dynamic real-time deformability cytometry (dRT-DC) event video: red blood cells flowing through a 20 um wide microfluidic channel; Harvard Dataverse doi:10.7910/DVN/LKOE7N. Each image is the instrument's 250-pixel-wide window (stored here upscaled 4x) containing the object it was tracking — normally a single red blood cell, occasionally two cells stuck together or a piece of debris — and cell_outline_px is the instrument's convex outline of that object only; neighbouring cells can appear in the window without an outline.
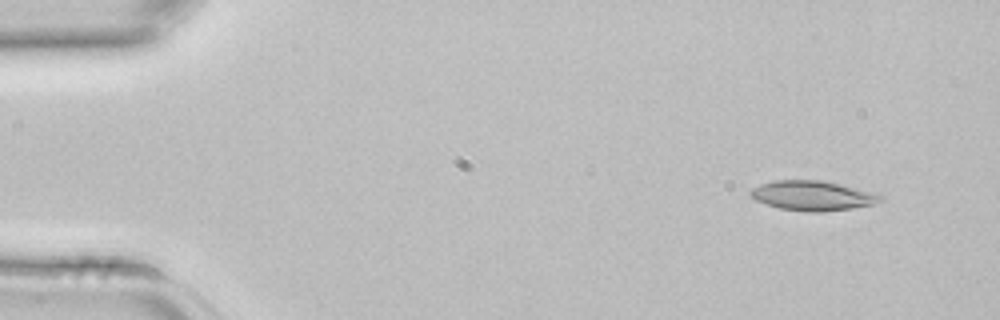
{"species": "common noctule bat (a hibernating species)", "species_latin": "Nyctalus noctula", "temperature_condition": "room temperature", "stored_images_in_passage": 3, "camera_frame_rate_fps": 3000, "um_per_image_px": 0.085, "animal": {"sex": "female", "body_mass_g": 22.7, "forearm_length_mm": 54.2}, "frame": {"image": 1, "passage_image": 1, "time_ms": 0.0, "image_size_px": [1000, 320], "cell_outline_px": [[884, 200], [872, 204], [852, 208], [820, 212], [804, 212], [780, 208], [756, 200], [748, 192], [752, 188], [760, 184], [776, 180], [824, 180], [876, 192], [884, 196]], "centroid_in_image_um": [69.12, 16.62], "position_along_channel_um": 15.9, "area_um2": 22.66}}
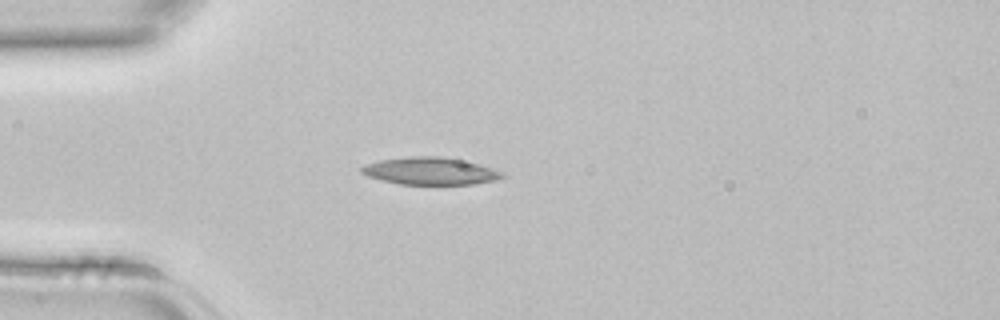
{"frame": {"image": 2, "passage_image": 3, "time_ms": 0.667, "image_size_px": [1000, 320], "cell_outline_px": [[504, 176], [496, 180], [472, 184], [400, 184], [380, 180], [368, 176], [360, 172], [360, 168], [364, 164], [380, 160], [412, 156], [440, 156], [460, 160], [476, 164], [504, 172]], "centroid_in_image_um": [36.51, 14.54], "position_along_channel_um": 48.5, "area_um2": 22.2}}